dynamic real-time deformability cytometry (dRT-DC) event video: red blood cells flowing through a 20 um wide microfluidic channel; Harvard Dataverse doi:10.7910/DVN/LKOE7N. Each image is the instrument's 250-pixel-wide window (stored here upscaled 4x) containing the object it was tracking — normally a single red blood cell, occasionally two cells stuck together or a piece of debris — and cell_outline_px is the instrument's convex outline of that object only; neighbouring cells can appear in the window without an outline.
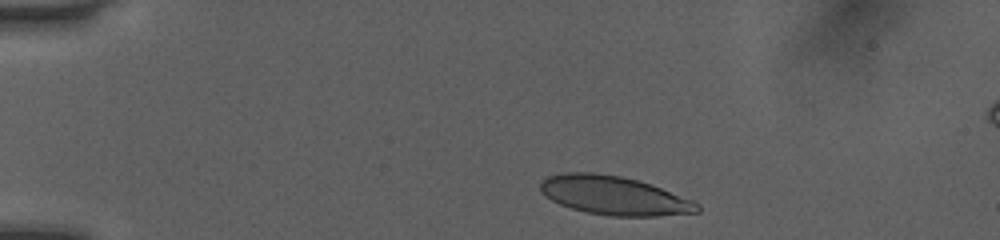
{"species": "human", "species_latin": "Homo sapiens", "temperature_condition": "room temperature", "stored_images_in_passage": 43, "camera_frame_rate_fps": 3000, "um_per_image_px": 0.085, "donor": {"sex": "female"}, "frame": {"image": 1, "passage_image": 3, "time_ms": 0.667, "image_size_px": [1000, 240], "cell_outline_px": [[700, 212], [656, 216], [612, 216], [588, 212], [572, 208], [560, 204], [552, 200], [540, 188], [540, 184], [548, 176], [564, 172], [592, 172], [620, 176], [636, 180], [660, 188], [692, 200], [700, 204]], "centroid_in_image_um": [52.21, 16.62], "position_along_channel_um": 32.8, "area_um2": 34.91}}
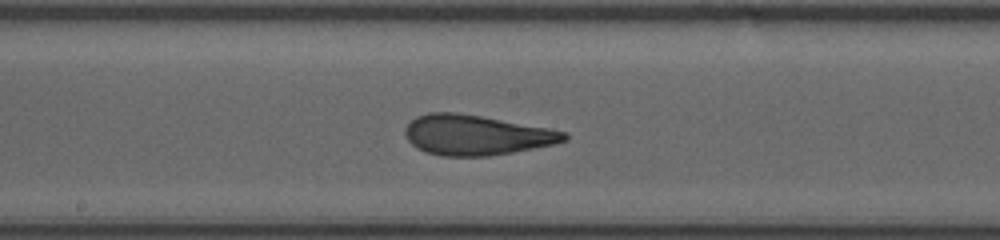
{"frame": {"image": 2, "passage_image": 21, "time_ms": 6.667, "image_size_px": [1000, 240], "cell_outline_px": [[568, 140], [556, 144], [512, 152], [488, 156], [440, 156], [424, 152], [416, 148], [408, 140], [404, 132], [404, 128], [416, 116], [428, 112], [456, 112], [552, 128], [568, 132]], "centroid_in_image_um": [40.49, 11.48], "position_along_channel_um": 207.7, "area_um2": 37.51}}
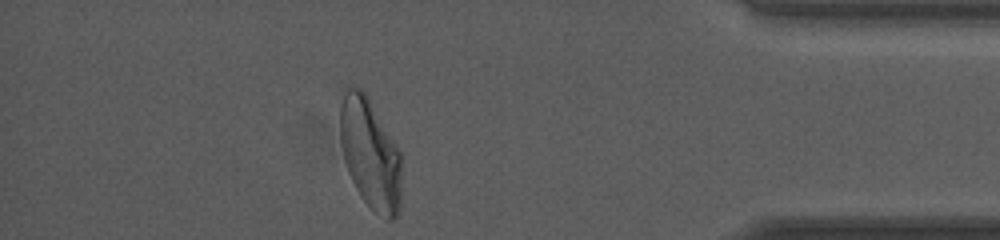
{"frame": {"image": 3, "passage_image": 38, "time_ms": 12.333, "image_size_px": [1000, 240], "cell_outline_px": [[404, 160], [400, 208], [396, 216], [392, 220], [388, 220], [376, 212], [360, 196], [348, 172], [340, 144], [340, 104], [344, 88], [348, 84], [360, 88], [368, 96], [400, 152]], "centroid_in_image_um": [31.49, 13.05], "position_along_channel_um": 403.7, "area_um2": 40.29}, "authors_computed_cell_mechanics": {"area_um2": 37.3388, "velocity_mm_per_s": 4.0608, "shape_relaxation_time_tau1_ms": 4.9816, "shape_relaxation_time_tau2_ms": 1.0373, "deformation_change_tau1": 0.1815, "deformation_change_tau2": 0.0827}}